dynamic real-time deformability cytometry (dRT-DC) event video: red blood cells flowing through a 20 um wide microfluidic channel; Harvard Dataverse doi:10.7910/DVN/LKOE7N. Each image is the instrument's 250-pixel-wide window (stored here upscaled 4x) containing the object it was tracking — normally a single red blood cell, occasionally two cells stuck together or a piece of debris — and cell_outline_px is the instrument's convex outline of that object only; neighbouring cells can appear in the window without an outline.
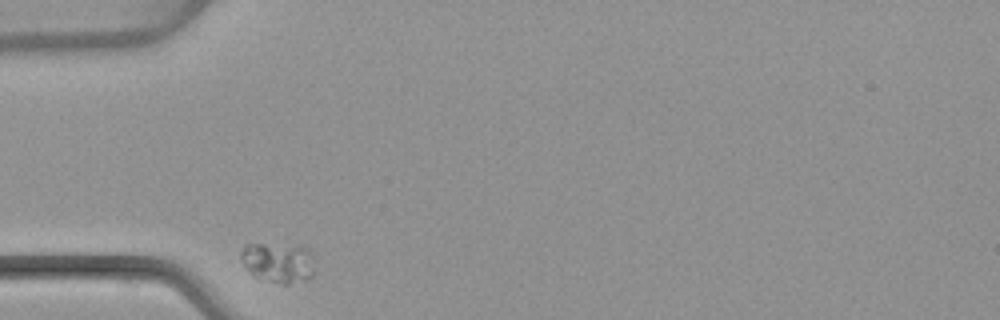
{"species": "common noctule bat (a hibernating species)", "species_latin": "Nyctalus noctula", "temperature_condition": "warm", "stored_images_in_passage": 30, "camera_frame_rate_fps": 3000, "um_per_image_px": 0.085, "animal": {"sex": "female", "body_mass_g": 22.7, "forearm_length_mm": 54.2}, "frame": {"image": 1, "passage_image": 1, "time_ms": 0.0, "image_size_px": [1000, 320], "cell_outline_px": [[316, 260], [312, 276], [308, 280], [288, 284], [284, 284], [256, 276], [244, 268], [240, 260], [240, 252], [244, 244], [260, 244], [308, 248], [312, 252]], "centroid_in_image_um": [23.67, 22.32], "position_along_channel_um": 61.3, "area_um2": 17.28}}
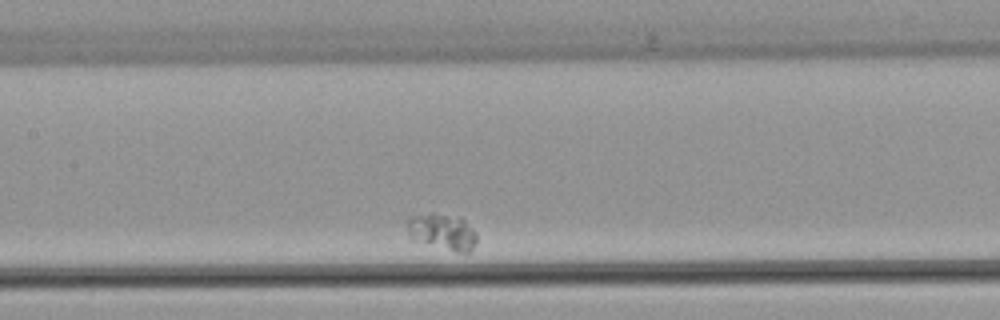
{"frame": {"image": 2, "passage_image": 12, "time_ms": 3.667, "image_size_px": [1000, 320], "cell_outline_px": [[476, 240], [472, 248], [468, 252], [456, 252], [412, 240], [408, 236], [408, 220], [412, 216], [428, 212], [432, 212], [460, 216], [476, 232]], "centroid_in_image_um": [37.58, 19.68], "position_along_channel_um": 169.8, "area_um2": 14.85}}
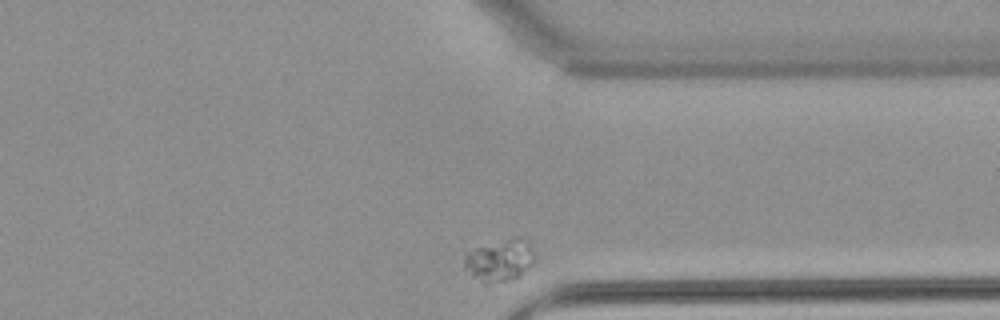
{"frame": {"image": 3, "passage_image": 30, "time_ms": 9.667, "image_size_px": [1000, 320], "cell_outline_px": [[532, 260], [516, 276], [504, 280], [488, 284], [484, 284], [472, 276], [464, 268], [464, 256], [468, 252], [476, 248], [516, 236], [520, 236], [528, 240], [532, 248]], "centroid_in_image_um": [42.4, 22.1], "position_along_channel_um": 369.0, "area_um2": 16.53}}